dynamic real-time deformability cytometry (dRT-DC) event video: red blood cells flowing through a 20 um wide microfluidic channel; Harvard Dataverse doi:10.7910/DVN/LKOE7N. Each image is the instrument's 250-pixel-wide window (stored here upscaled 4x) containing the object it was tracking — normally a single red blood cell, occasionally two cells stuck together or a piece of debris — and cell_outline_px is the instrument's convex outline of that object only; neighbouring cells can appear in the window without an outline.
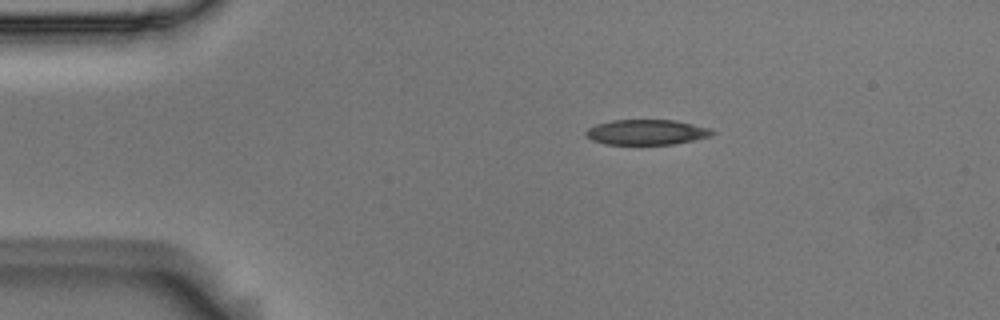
{"species": "Egyptian fruit bat (a non-hibernating species)", "species_latin": "Rousettus aegyptiacus", "temperature_condition": "room temperature", "stored_images_in_passage": 4, "camera_frame_rate_fps": 3000, "um_per_image_px": 0.085, "animal": {"sex": "male"}, "frame": {"image": 1, "passage_image": 1, "time_ms": 0.0, "image_size_px": [1000, 320], "cell_outline_px": [[716, 132], [708, 136], [692, 140], [672, 144], [604, 144], [592, 140], [584, 132], [588, 128], [596, 124], [612, 120], [676, 120], [708, 128]], "centroid_in_image_um": [54.91, 11.23], "position_along_channel_um": 30.1, "area_um2": 18.32}}